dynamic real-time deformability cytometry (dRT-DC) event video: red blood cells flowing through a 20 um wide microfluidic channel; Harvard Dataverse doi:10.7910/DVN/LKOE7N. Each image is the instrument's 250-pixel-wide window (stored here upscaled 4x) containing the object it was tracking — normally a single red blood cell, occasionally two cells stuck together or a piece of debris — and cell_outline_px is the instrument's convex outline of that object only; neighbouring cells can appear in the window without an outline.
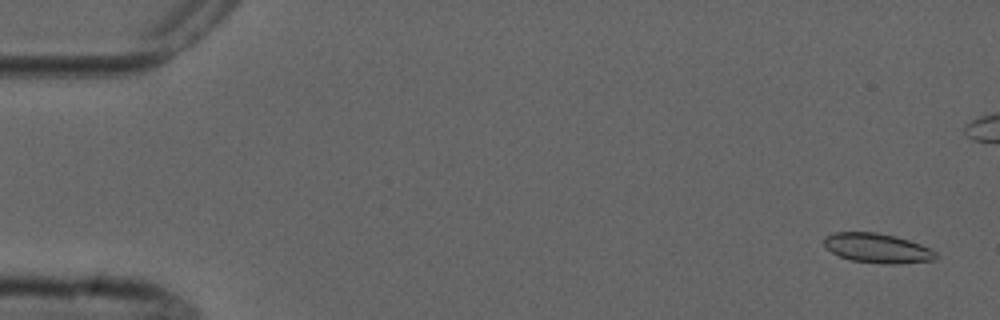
{"species": "common noctule bat (a hibernating species)", "species_latin": "Nyctalus noctula", "temperature_condition": "cold", "stored_images_in_passage": 6, "camera_frame_rate_fps": 3000, "um_per_image_px": 0.085, "animal": {"sex": "male", "forearm_length_mm": 52.5}, "frame": {"image": 1, "passage_image": 1, "time_ms": 0.0, "image_size_px": [1000, 320], "cell_outline_px": [[936, 260], [892, 264], [884, 264], [852, 260], [840, 256], [832, 252], [824, 244], [824, 236], [836, 232], [876, 232], [896, 236], [920, 244], [936, 252]], "centroid_in_image_um": [74.57, 21.08], "position_along_channel_um": 10.4, "area_um2": 19.07}}
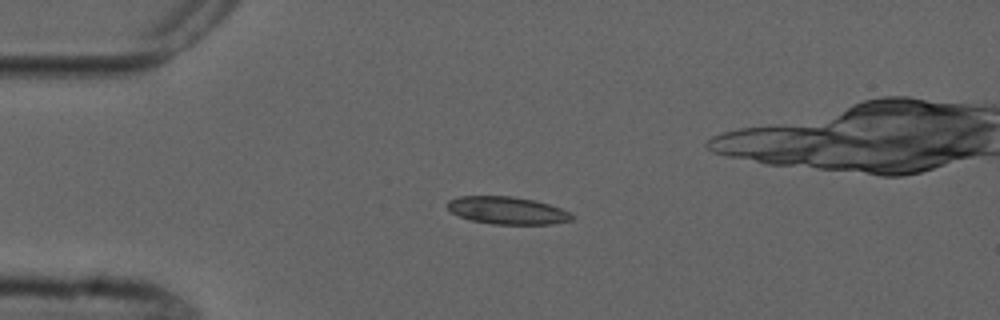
{"frame": {"image": 2, "passage_image": 4, "time_ms": 3.667, "image_size_px": [1000, 320], "cell_outline_px": [[576, 216], [572, 220], [552, 224], [492, 224], [468, 220], [452, 212], [444, 204], [448, 200], [460, 196], [512, 196], [536, 200], [572, 212]], "centroid_in_image_um": [43.13, 17.89], "position_along_channel_um": 41.9, "area_um2": 20.23}}